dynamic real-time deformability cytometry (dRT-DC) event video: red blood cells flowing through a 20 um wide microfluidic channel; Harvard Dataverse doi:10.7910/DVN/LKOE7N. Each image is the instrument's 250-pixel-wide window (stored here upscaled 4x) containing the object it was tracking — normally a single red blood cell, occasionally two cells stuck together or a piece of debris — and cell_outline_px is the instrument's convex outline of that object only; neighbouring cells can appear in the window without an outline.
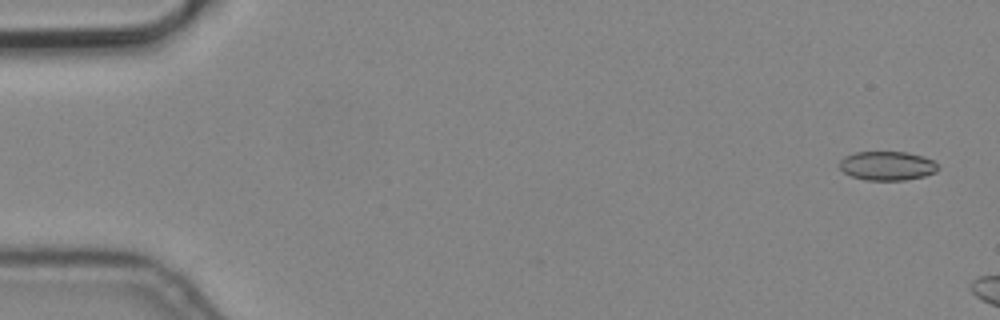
{"species": "common noctule bat (a hibernating species)", "species_latin": "Nyctalus noctula", "temperature_condition": "cold", "stored_images_in_passage": 3, "camera_frame_rate_fps": 3000, "um_per_image_px": 0.085, "animal": {"sex": "male", "body_mass_g": 19.2, "forearm_length_mm": 51.8}, "frame": {"image": 1, "passage_image": 1, "time_ms": 0.0, "image_size_px": [1000, 320], "cell_outline_px": [[940, 168], [936, 172], [924, 176], [904, 180], [864, 180], [852, 176], [844, 172], [840, 168], [840, 160], [844, 156], [856, 152], [904, 152], [920, 156], [932, 160]], "centroid_in_image_um": [75.39, 14.1], "position_along_channel_um": 9.6, "area_um2": 16.53}}